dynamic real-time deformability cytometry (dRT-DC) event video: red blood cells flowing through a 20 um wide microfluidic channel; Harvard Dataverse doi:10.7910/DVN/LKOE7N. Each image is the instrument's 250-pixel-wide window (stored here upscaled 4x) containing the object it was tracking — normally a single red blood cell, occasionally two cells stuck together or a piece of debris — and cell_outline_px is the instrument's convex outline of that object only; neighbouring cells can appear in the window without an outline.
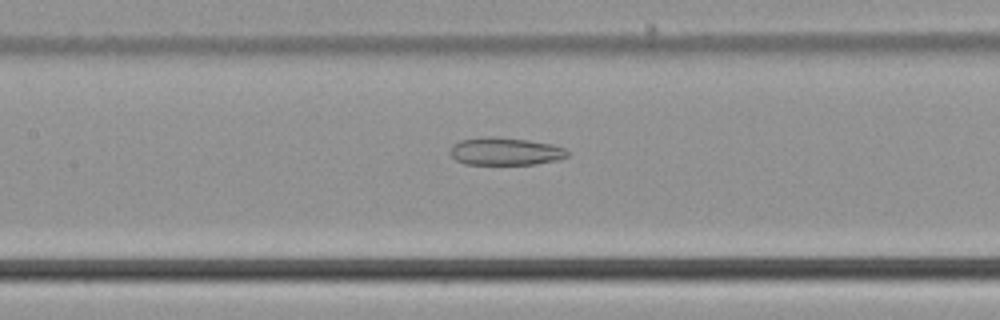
{"species": "common noctule bat (a hibernating species)", "species_latin": "Nyctalus noctula", "temperature_condition": "cold", "stored_images_in_passage": 52, "camera_frame_rate_fps": 3000, "um_per_image_px": 0.085, "animal": {"sex": "male", "body_mass_g": 21.5, "forearm_length_mm": 52.0}, "frame": {"image": 1, "passage_image": 24, "time_ms": 7.667, "image_size_px": [1000, 320], "cell_outline_px": [[568, 156], [556, 160], [536, 164], [464, 164], [456, 160], [448, 152], [452, 144], [460, 140], [480, 136], [496, 136], [528, 140], [552, 144], [564, 148], [568, 152]], "centroid_in_image_um": [42.89, 12.85], "position_along_channel_um": 164.5, "area_um2": 19.13}}
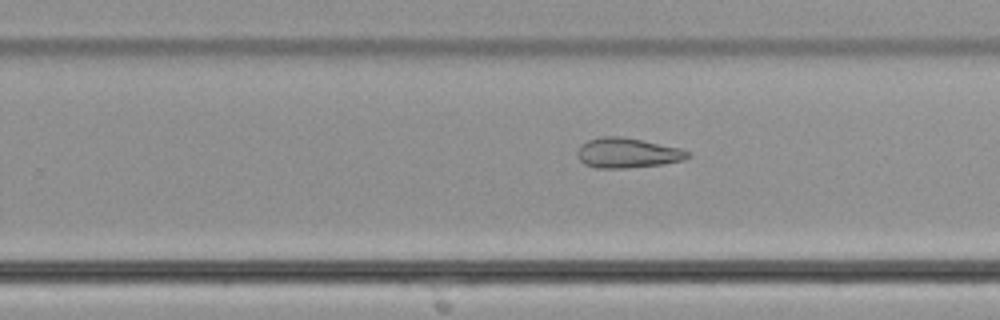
{"frame": {"image": 2, "passage_image": 33, "time_ms": 10.667, "image_size_px": [1000, 320], "cell_outline_px": [[692, 156], [684, 160], [660, 164], [624, 168], [596, 168], [584, 164], [580, 160], [576, 152], [580, 144], [588, 140], [600, 136], [620, 136], [680, 148], [692, 152]], "centroid_in_image_um": [53.32, 12.99], "position_along_channel_um": 276.5, "area_um2": 19.31}}
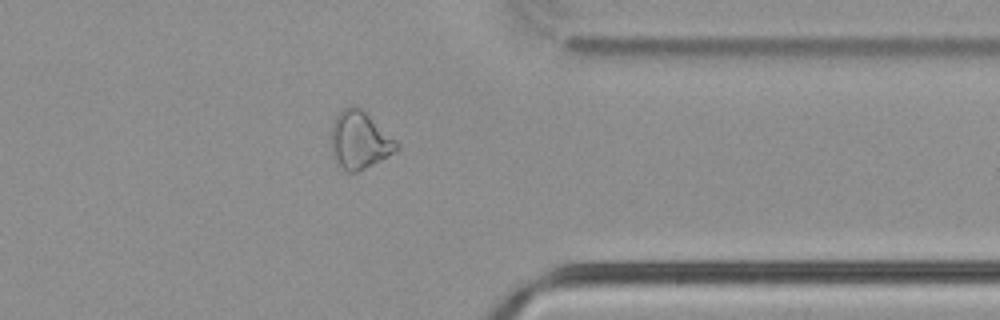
{"frame": {"image": 3, "passage_image": 42, "time_ms": 13.667, "image_size_px": [1000, 320], "cell_outline_px": [[400, 148], [396, 152], [356, 172], [348, 172], [332, 156], [332, 124], [336, 116], [348, 104], [360, 108], [400, 144]], "centroid_in_image_um": [30.57, 11.9], "position_along_channel_um": 380.8, "area_um2": 21.44}, "authors_computed_cell_mechanics": {"area_um2": 22.6576, "velocity_mm_per_s": 3.7467, "shape_relaxation_time_tau1_ms": null, "shape_relaxation_time_tau2_ms": 6.2227, "deformation_change_tau1": null, "deformation_change_tau2": 0.1573}}